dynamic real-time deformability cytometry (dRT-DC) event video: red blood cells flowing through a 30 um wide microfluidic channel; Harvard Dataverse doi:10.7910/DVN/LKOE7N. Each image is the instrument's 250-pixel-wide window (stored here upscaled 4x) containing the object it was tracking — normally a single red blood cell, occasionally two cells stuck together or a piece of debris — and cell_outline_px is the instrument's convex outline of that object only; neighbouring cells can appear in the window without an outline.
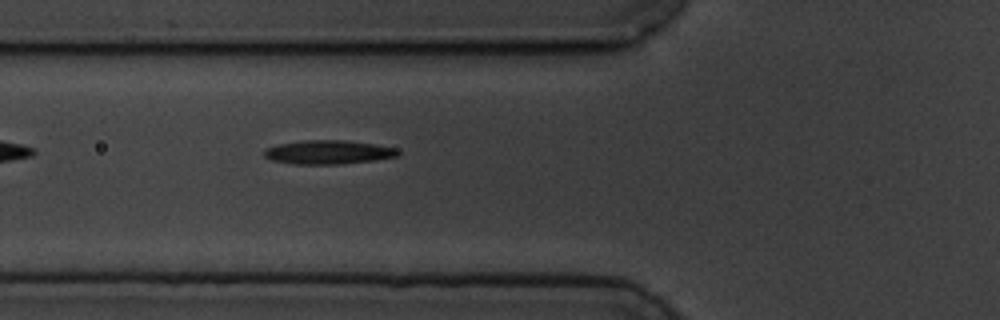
{"species": "common noctule bat (a hibernating species)", "species_latin": "Nyctalus noctula", "temperature_condition": "cold", "stored_images_in_passage": 3, "camera_frame_rate_fps": 3000, "um_per_image_px": 0.085, "animal": {"sex": "male", "body_mass_g": 19.5, "forearm_length_mm": 54.6}, "frame": {"image": 1, "passage_image": 3, "time_ms": 2.333, "image_size_px": [1000, 320], "cell_outline_px": [[400, 152], [396, 156], [372, 160], [340, 164], [296, 164], [272, 160], [264, 156], [264, 148], [280, 144], [300, 140], [344, 140], [376, 144], [396, 148]], "centroid_in_image_um": [27.88, 12.92], "position_along_channel_um": 97.9, "area_um2": 18.5}}